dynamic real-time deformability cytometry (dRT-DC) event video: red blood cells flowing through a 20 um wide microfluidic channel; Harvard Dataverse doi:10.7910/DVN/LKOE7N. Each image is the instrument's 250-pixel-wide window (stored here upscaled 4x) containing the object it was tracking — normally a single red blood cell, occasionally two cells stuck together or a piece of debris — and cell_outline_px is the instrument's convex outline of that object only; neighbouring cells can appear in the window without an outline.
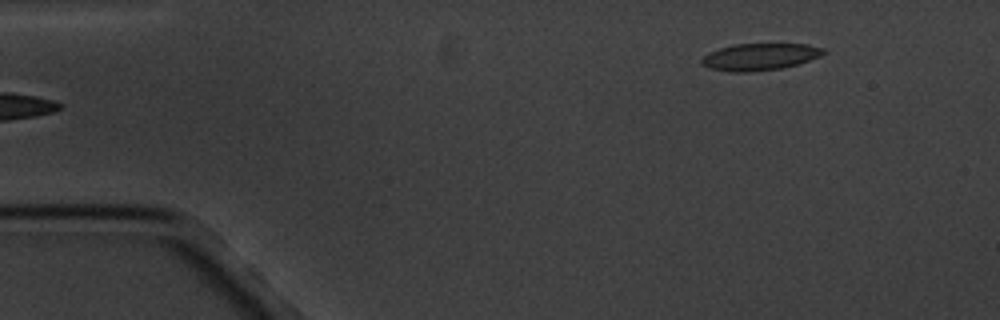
{"species": "common noctule bat (a hibernating species)", "species_latin": "Nyctalus noctula", "temperature_condition": "cold", "stored_images_in_passage": 4, "camera_frame_rate_fps": 3000, "um_per_image_px": 0.085, "animal": {"sex": "male", "body_mass_g": 20.1, "forearm_length_mm": 53.5}, "frame": {"image": 1, "passage_image": 1, "time_ms": 0.0, "image_size_px": [1000, 320], "cell_outline_px": [[828, 52], [820, 56], [796, 64], [780, 68], [748, 72], [732, 72], [708, 68], [700, 64], [700, 60], [708, 52], [732, 44], [808, 44], [824, 48]], "centroid_in_image_um": [64.55, 4.82], "position_along_channel_um": 20.4, "area_um2": 19.13}}
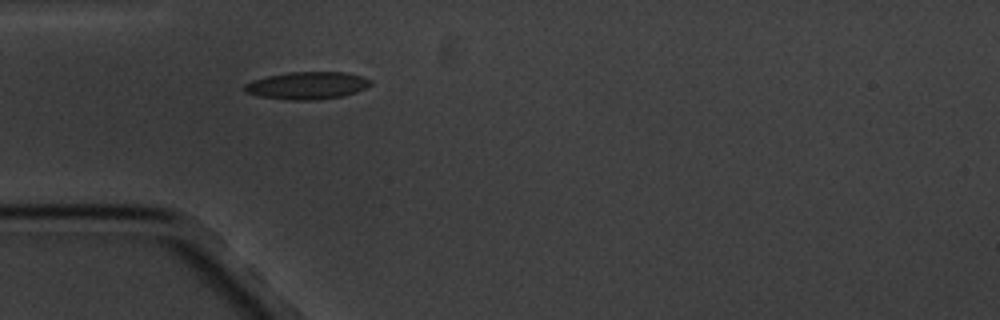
{"frame": {"image": 2, "passage_image": 4, "time_ms": 3.333, "image_size_px": [1000, 320], "cell_outline_px": [[372, 84], [356, 92], [344, 96], [316, 100], [292, 100], [260, 96], [244, 92], [244, 84], [252, 80], [268, 76], [288, 72], [344, 72], [360, 76], [372, 80]], "centroid_in_image_um": [26.1, 7.27], "position_along_channel_um": 58.9, "area_um2": 20.11}}